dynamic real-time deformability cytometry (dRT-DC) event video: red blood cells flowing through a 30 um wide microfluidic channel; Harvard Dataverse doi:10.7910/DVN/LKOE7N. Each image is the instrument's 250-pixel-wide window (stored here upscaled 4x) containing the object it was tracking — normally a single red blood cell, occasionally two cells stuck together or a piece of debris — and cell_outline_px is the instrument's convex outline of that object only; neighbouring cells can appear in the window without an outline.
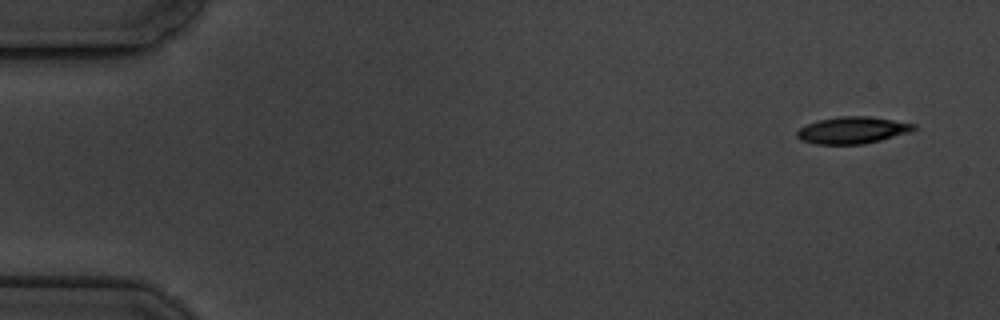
{"species": "common noctule bat (a hibernating species)", "species_latin": "Nyctalus noctula", "temperature_condition": "cold", "stored_images_in_passage": 5, "camera_frame_rate_fps": 3000, "um_per_image_px": 0.085, "animal": {"sex": "male", "body_mass_g": 19.5, "forearm_length_mm": 54.6}, "frame": {"image": 1, "passage_image": 1, "time_ms": 0.0, "image_size_px": [1000, 320], "cell_outline_px": [[916, 128], [912, 132], [864, 144], [816, 144], [800, 140], [796, 136], [796, 132], [800, 128], [808, 124], [820, 120], [840, 116], [868, 116], [916, 124]], "centroid_in_image_um": [72.47, 11.07], "position_along_channel_um": 12.5, "area_um2": 18.21}}
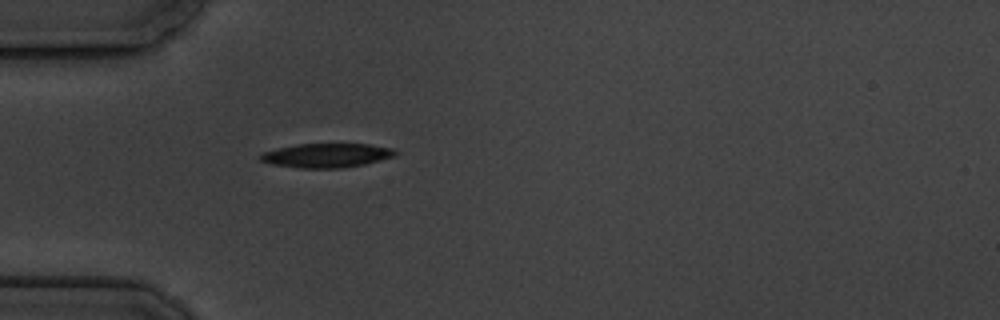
{"frame": {"image": 2, "passage_image": 5, "time_ms": 4.667, "image_size_px": [1000, 320], "cell_outline_px": [[396, 156], [364, 164], [344, 168], [300, 168], [272, 164], [260, 160], [256, 156], [264, 152], [276, 148], [296, 144], [368, 144], [392, 148], [396, 152]], "centroid_in_image_um": [27.73, 13.21], "position_along_channel_um": 57.3, "area_um2": 19.02}}